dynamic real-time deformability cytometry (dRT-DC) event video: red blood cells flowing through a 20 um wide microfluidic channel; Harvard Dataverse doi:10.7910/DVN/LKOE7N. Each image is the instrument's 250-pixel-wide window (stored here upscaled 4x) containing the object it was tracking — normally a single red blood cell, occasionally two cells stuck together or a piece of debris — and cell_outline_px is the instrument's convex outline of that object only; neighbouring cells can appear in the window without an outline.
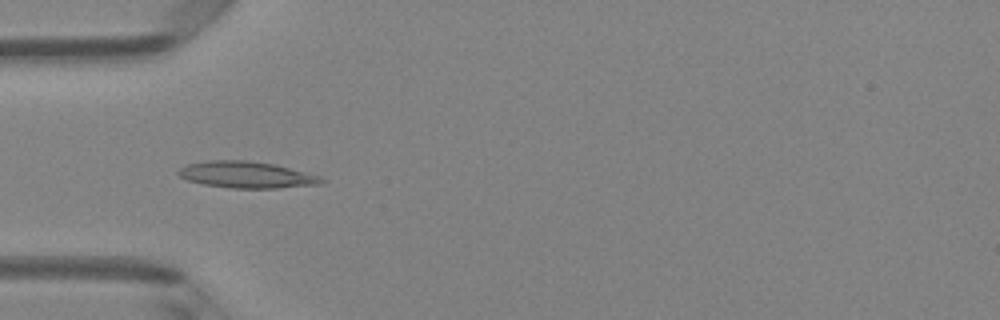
{"species": "Egyptian fruit bat (a non-hibernating species)", "species_latin": "Rousettus aegyptiacus", "temperature_condition": "room temperature", "stored_images_in_passage": 47, "camera_frame_rate_fps": 3000, "um_per_image_px": 0.085, "animal": {"sex": "female"}, "frame": {"image": 1, "passage_image": 14, "time_ms": 4.333, "image_size_px": [1000, 320], "cell_outline_px": [[328, 180], [320, 184], [276, 188], [232, 188], [204, 184], [188, 180], [180, 176], [176, 172], [184, 164], [208, 160], [248, 160], [272, 164], [320, 176]], "centroid_in_image_um": [20.92, 14.85], "position_along_channel_um": 64.1, "area_um2": 22.02}}
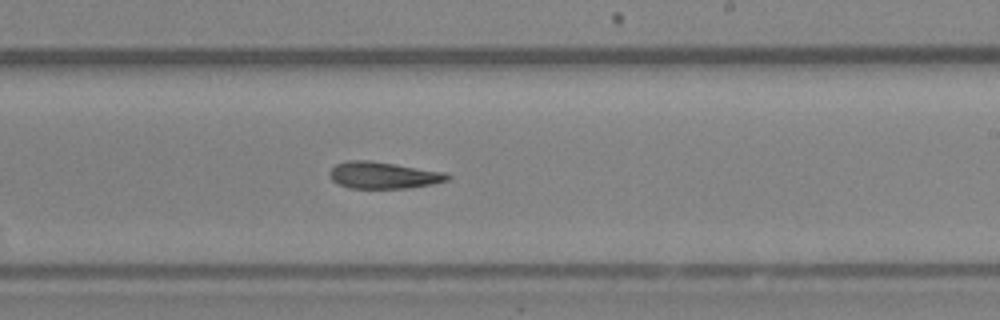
{"frame": {"image": 2, "passage_image": 28, "time_ms": 9.0, "image_size_px": [1000, 320], "cell_outline_px": [[452, 176], [448, 180], [432, 184], [408, 188], [348, 188], [332, 180], [332, 168], [336, 164], [348, 160], [368, 160], [444, 172]], "centroid_in_image_um": [32.61, 14.9], "position_along_channel_um": 256.4, "area_um2": 18.03}}
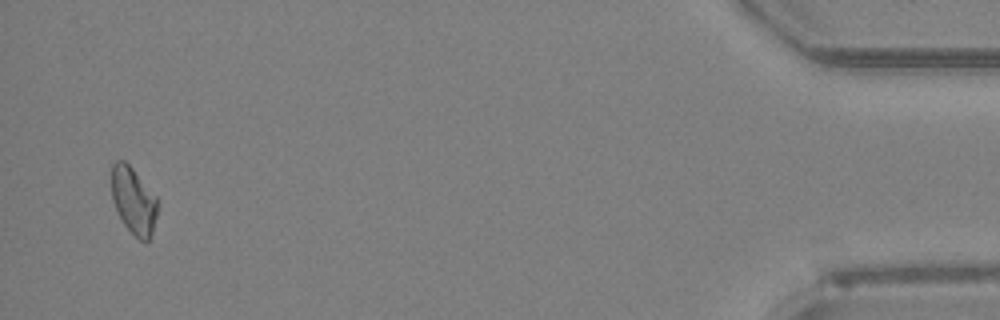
{"frame": {"image": 3, "passage_image": 46, "time_ms": 15.0, "image_size_px": [1000, 320], "cell_outline_px": [[160, 200], [152, 232], [148, 240], [144, 244], [124, 224], [112, 200], [112, 164], [116, 160], [124, 160], [132, 168]], "centroid_in_image_um": [11.38, 17.04], "position_along_channel_um": 423.8, "area_um2": 17.86}, "authors_computed_cell_mechanics": {"area_um2": 18.8428, "velocity_mm_per_s": 4.1645, "shape_relaxation_time_tau1_ms": null, "shape_relaxation_time_tau2_ms": 7.4209, "deformation_change_tau1": null, "deformation_change_tau2": 0.1742}}